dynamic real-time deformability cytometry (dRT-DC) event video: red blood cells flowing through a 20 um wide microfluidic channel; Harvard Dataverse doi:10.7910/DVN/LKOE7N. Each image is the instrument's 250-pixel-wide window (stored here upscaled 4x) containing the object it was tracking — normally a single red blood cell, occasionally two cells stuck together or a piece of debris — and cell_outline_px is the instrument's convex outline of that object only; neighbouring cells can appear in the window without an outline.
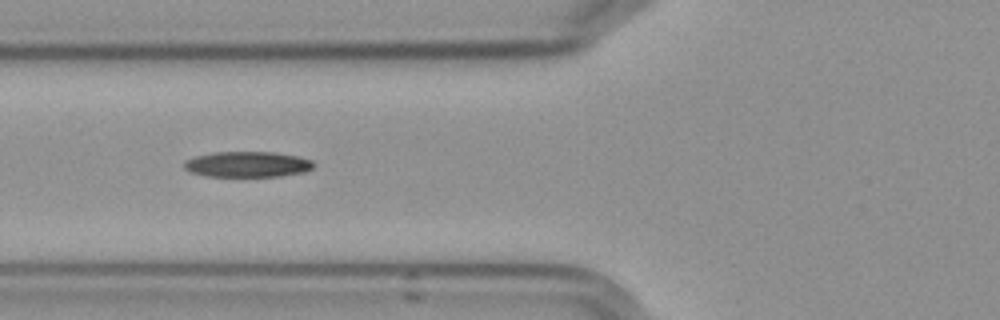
{"species": "Egyptian fruit bat (a non-hibernating species)", "species_latin": "Rousettus aegyptiacus", "temperature_condition": "cold", "stored_images_in_passage": 5, "camera_frame_rate_fps": 3000, "um_per_image_px": 0.085, "frame": {"image": 1, "passage_image": 2, "time_ms": 1.333, "image_size_px": [1000, 320], "cell_outline_px": [[316, 164], [312, 168], [304, 172], [280, 176], [204, 176], [192, 172], [184, 168], [184, 160], [196, 156], [212, 152], [276, 152], [300, 156], [312, 160]], "centroid_in_image_um": [21.06, 13.96], "position_along_channel_um": 104.7, "area_um2": 19.48}}
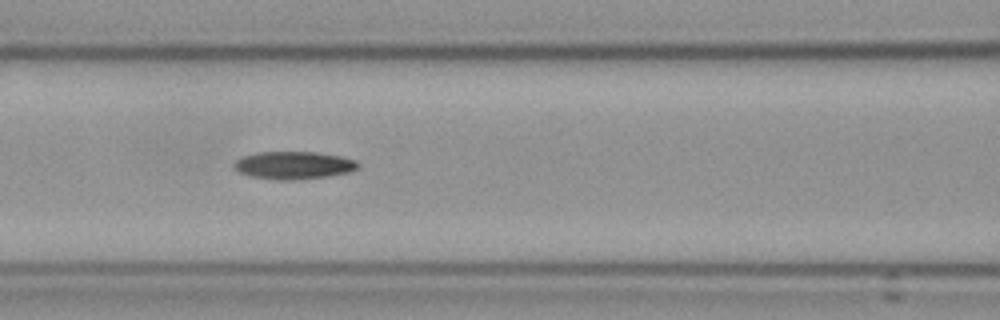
{"frame": {"image": 2, "passage_image": 3, "time_ms": 2.333, "image_size_px": [1000, 320], "cell_outline_px": [[360, 164], [356, 168], [348, 172], [324, 176], [288, 180], [276, 180], [248, 176], [240, 172], [232, 164], [236, 160], [244, 156], [256, 152], [316, 152], [340, 156], [356, 160]], "centroid_in_image_um": [24.93, 14.04], "position_along_channel_um": 141.7, "area_um2": 19.77}}